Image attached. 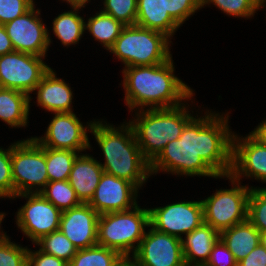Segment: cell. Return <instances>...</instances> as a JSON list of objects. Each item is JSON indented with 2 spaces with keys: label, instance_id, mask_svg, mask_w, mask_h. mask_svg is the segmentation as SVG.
<instances>
[{
  "label": "cell",
  "instance_id": "obj_4",
  "mask_svg": "<svg viewBox=\"0 0 266 266\" xmlns=\"http://www.w3.org/2000/svg\"><path fill=\"white\" fill-rule=\"evenodd\" d=\"M185 105L135 111L136 116L129 123L143 156L150 163L168 142L179 139L185 125L194 117Z\"/></svg>",
  "mask_w": 266,
  "mask_h": 266
},
{
  "label": "cell",
  "instance_id": "obj_22",
  "mask_svg": "<svg viewBox=\"0 0 266 266\" xmlns=\"http://www.w3.org/2000/svg\"><path fill=\"white\" fill-rule=\"evenodd\" d=\"M220 239L239 262L260 243V232L247 219L221 231Z\"/></svg>",
  "mask_w": 266,
  "mask_h": 266
},
{
  "label": "cell",
  "instance_id": "obj_30",
  "mask_svg": "<svg viewBox=\"0 0 266 266\" xmlns=\"http://www.w3.org/2000/svg\"><path fill=\"white\" fill-rule=\"evenodd\" d=\"M247 219L259 232L266 231V188L252 187L248 198Z\"/></svg>",
  "mask_w": 266,
  "mask_h": 266
},
{
  "label": "cell",
  "instance_id": "obj_46",
  "mask_svg": "<svg viewBox=\"0 0 266 266\" xmlns=\"http://www.w3.org/2000/svg\"><path fill=\"white\" fill-rule=\"evenodd\" d=\"M265 2H266V0H264V1L259 5V9L265 6V4H264Z\"/></svg>",
  "mask_w": 266,
  "mask_h": 266
},
{
  "label": "cell",
  "instance_id": "obj_12",
  "mask_svg": "<svg viewBox=\"0 0 266 266\" xmlns=\"http://www.w3.org/2000/svg\"><path fill=\"white\" fill-rule=\"evenodd\" d=\"M54 115L45 136L33 137L41 146L79 153L91 148L87 129L91 130L94 121L83 125L74 112L54 113Z\"/></svg>",
  "mask_w": 266,
  "mask_h": 266
},
{
  "label": "cell",
  "instance_id": "obj_8",
  "mask_svg": "<svg viewBox=\"0 0 266 266\" xmlns=\"http://www.w3.org/2000/svg\"><path fill=\"white\" fill-rule=\"evenodd\" d=\"M231 189H217L202 201L204 223L221 232L247 220L248 198L251 187L242 185L230 175Z\"/></svg>",
  "mask_w": 266,
  "mask_h": 266
},
{
  "label": "cell",
  "instance_id": "obj_18",
  "mask_svg": "<svg viewBox=\"0 0 266 266\" xmlns=\"http://www.w3.org/2000/svg\"><path fill=\"white\" fill-rule=\"evenodd\" d=\"M34 91H37V106L52 113L73 112L72 89L65 80L57 78L52 68L42 77Z\"/></svg>",
  "mask_w": 266,
  "mask_h": 266
},
{
  "label": "cell",
  "instance_id": "obj_29",
  "mask_svg": "<svg viewBox=\"0 0 266 266\" xmlns=\"http://www.w3.org/2000/svg\"><path fill=\"white\" fill-rule=\"evenodd\" d=\"M40 193L61 212L81 204L68 180L48 182Z\"/></svg>",
  "mask_w": 266,
  "mask_h": 266
},
{
  "label": "cell",
  "instance_id": "obj_16",
  "mask_svg": "<svg viewBox=\"0 0 266 266\" xmlns=\"http://www.w3.org/2000/svg\"><path fill=\"white\" fill-rule=\"evenodd\" d=\"M233 135L232 170L230 176L240 182L243 177L266 183V145L250 134L241 138Z\"/></svg>",
  "mask_w": 266,
  "mask_h": 266
},
{
  "label": "cell",
  "instance_id": "obj_13",
  "mask_svg": "<svg viewBox=\"0 0 266 266\" xmlns=\"http://www.w3.org/2000/svg\"><path fill=\"white\" fill-rule=\"evenodd\" d=\"M35 5L23 15L4 25L15 51L45 57L50 46L49 30Z\"/></svg>",
  "mask_w": 266,
  "mask_h": 266
},
{
  "label": "cell",
  "instance_id": "obj_42",
  "mask_svg": "<svg viewBox=\"0 0 266 266\" xmlns=\"http://www.w3.org/2000/svg\"><path fill=\"white\" fill-rule=\"evenodd\" d=\"M131 258V256L123 257L116 266H138L137 263Z\"/></svg>",
  "mask_w": 266,
  "mask_h": 266
},
{
  "label": "cell",
  "instance_id": "obj_43",
  "mask_svg": "<svg viewBox=\"0 0 266 266\" xmlns=\"http://www.w3.org/2000/svg\"><path fill=\"white\" fill-rule=\"evenodd\" d=\"M66 1L68 4H83L86 5L90 0H63Z\"/></svg>",
  "mask_w": 266,
  "mask_h": 266
},
{
  "label": "cell",
  "instance_id": "obj_34",
  "mask_svg": "<svg viewBox=\"0 0 266 266\" xmlns=\"http://www.w3.org/2000/svg\"><path fill=\"white\" fill-rule=\"evenodd\" d=\"M163 9L181 26L197 10L203 8L202 0H162Z\"/></svg>",
  "mask_w": 266,
  "mask_h": 266
},
{
  "label": "cell",
  "instance_id": "obj_6",
  "mask_svg": "<svg viewBox=\"0 0 266 266\" xmlns=\"http://www.w3.org/2000/svg\"><path fill=\"white\" fill-rule=\"evenodd\" d=\"M149 209L136 205L127 211L100 214L97 244L118 251L123 257L136 252L149 227ZM136 244V245H135Z\"/></svg>",
  "mask_w": 266,
  "mask_h": 266
},
{
  "label": "cell",
  "instance_id": "obj_35",
  "mask_svg": "<svg viewBox=\"0 0 266 266\" xmlns=\"http://www.w3.org/2000/svg\"><path fill=\"white\" fill-rule=\"evenodd\" d=\"M14 197V184L11 171V145L8 149L0 147V198Z\"/></svg>",
  "mask_w": 266,
  "mask_h": 266
},
{
  "label": "cell",
  "instance_id": "obj_32",
  "mask_svg": "<svg viewBox=\"0 0 266 266\" xmlns=\"http://www.w3.org/2000/svg\"><path fill=\"white\" fill-rule=\"evenodd\" d=\"M28 248L11 242L4 233L0 236V266H27Z\"/></svg>",
  "mask_w": 266,
  "mask_h": 266
},
{
  "label": "cell",
  "instance_id": "obj_23",
  "mask_svg": "<svg viewBox=\"0 0 266 266\" xmlns=\"http://www.w3.org/2000/svg\"><path fill=\"white\" fill-rule=\"evenodd\" d=\"M31 96L9 88L0 87V119L11 127H26Z\"/></svg>",
  "mask_w": 266,
  "mask_h": 266
},
{
  "label": "cell",
  "instance_id": "obj_36",
  "mask_svg": "<svg viewBox=\"0 0 266 266\" xmlns=\"http://www.w3.org/2000/svg\"><path fill=\"white\" fill-rule=\"evenodd\" d=\"M34 0H0V24L5 25L34 6Z\"/></svg>",
  "mask_w": 266,
  "mask_h": 266
},
{
  "label": "cell",
  "instance_id": "obj_7",
  "mask_svg": "<svg viewBox=\"0 0 266 266\" xmlns=\"http://www.w3.org/2000/svg\"><path fill=\"white\" fill-rule=\"evenodd\" d=\"M11 171L14 196L40 193L49 182L45 147L33 137L11 144Z\"/></svg>",
  "mask_w": 266,
  "mask_h": 266
},
{
  "label": "cell",
  "instance_id": "obj_10",
  "mask_svg": "<svg viewBox=\"0 0 266 266\" xmlns=\"http://www.w3.org/2000/svg\"><path fill=\"white\" fill-rule=\"evenodd\" d=\"M17 197H25L28 200L16 212L17 227L33 244L42 236L59 230L62 212L41 193L19 194L12 199Z\"/></svg>",
  "mask_w": 266,
  "mask_h": 266
},
{
  "label": "cell",
  "instance_id": "obj_15",
  "mask_svg": "<svg viewBox=\"0 0 266 266\" xmlns=\"http://www.w3.org/2000/svg\"><path fill=\"white\" fill-rule=\"evenodd\" d=\"M138 191L133 183L104 172L88 204L99 215L127 211L138 205Z\"/></svg>",
  "mask_w": 266,
  "mask_h": 266
},
{
  "label": "cell",
  "instance_id": "obj_5",
  "mask_svg": "<svg viewBox=\"0 0 266 266\" xmlns=\"http://www.w3.org/2000/svg\"><path fill=\"white\" fill-rule=\"evenodd\" d=\"M170 39L153 29L125 26L108 51L120 59L125 67L157 65L172 58Z\"/></svg>",
  "mask_w": 266,
  "mask_h": 266
},
{
  "label": "cell",
  "instance_id": "obj_9",
  "mask_svg": "<svg viewBox=\"0 0 266 266\" xmlns=\"http://www.w3.org/2000/svg\"><path fill=\"white\" fill-rule=\"evenodd\" d=\"M45 57L17 52L0 56V87L22 91L30 96L50 70Z\"/></svg>",
  "mask_w": 266,
  "mask_h": 266
},
{
  "label": "cell",
  "instance_id": "obj_33",
  "mask_svg": "<svg viewBox=\"0 0 266 266\" xmlns=\"http://www.w3.org/2000/svg\"><path fill=\"white\" fill-rule=\"evenodd\" d=\"M211 3L229 16L247 19L259 10L255 0H202V6Z\"/></svg>",
  "mask_w": 266,
  "mask_h": 266
},
{
  "label": "cell",
  "instance_id": "obj_47",
  "mask_svg": "<svg viewBox=\"0 0 266 266\" xmlns=\"http://www.w3.org/2000/svg\"><path fill=\"white\" fill-rule=\"evenodd\" d=\"M258 5H260L264 0H255Z\"/></svg>",
  "mask_w": 266,
  "mask_h": 266
},
{
  "label": "cell",
  "instance_id": "obj_38",
  "mask_svg": "<svg viewBox=\"0 0 266 266\" xmlns=\"http://www.w3.org/2000/svg\"><path fill=\"white\" fill-rule=\"evenodd\" d=\"M27 266H68V263L60 258L43 253L40 250L28 249Z\"/></svg>",
  "mask_w": 266,
  "mask_h": 266
},
{
  "label": "cell",
  "instance_id": "obj_44",
  "mask_svg": "<svg viewBox=\"0 0 266 266\" xmlns=\"http://www.w3.org/2000/svg\"><path fill=\"white\" fill-rule=\"evenodd\" d=\"M260 243L266 248V231L260 232Z\"/></svg>",
  "mask_w": 266,
  "mask_h": 266
},
{
  "label": "cell",
  "instance_id": "obj_20",
  "mask_svg": "<svg viewBox=\"0 0 266 266\" xmlns=\"http://www.w3.org/2000/svg\"><path fill=\"white\" fill-rule=\"evenodd\" d=\"M219 239L220 232L204 222L181 238L185 265L204 266Z\"/></svg>",
  "mask_w": 266,
  "mask_h": 266
},
{
  "label": "cell",
  "instance_id": "obj_25",
  "mask_svg": "<svg viewBox=\"0 0 266 266\" xmlns=\"http://www.w3.org/2000/svg\"><path fill=\"white\" fill-rule=\"evenodd\" d=\"M85 22V30H88L95 40L101 42L106 50H109L120 36L125 27L111 15L99 11Z\"/></svg>",
  "mask_w": 266,
  "mask_h": 266
},
{
  "label": "cell",
  "instance_id": "obj_31",
  "mask_svg": "<svg viewBox=\"0 0 266 266\" xmlns=\"http://www.w3.org/2000/svg\"><path fill=\"white\" fill-rule=\"evenodd\" d=\"M103 13L111 15L125 26H133L137 19V0H104Z\"/></svg>",
  "mask_w": 266,
  "mask_h": 266
},
{
  "label": "cell",
  "instance_id": "obj_21",
  "mask_svg": "<svg viewBox=\"0 0 266 266\" xmlns=\"http://www.w3.org/2000/svg\"><path fill=\"white\" fill-rule=\"evenodd\" d=\"M135 25L162 32L170 38L180 27L169 12H165L162 0H137Z\"/></svg>",
  "mask_w": 266,
  "mask_h": 266
},
{
  "label": "cell",
  "instance_id": "obj_39",
  "mask_svg": "<svg viewBox=\"0 0 266 266\" xmlns=\"http://www.w3.org/2000/svg\"><path fill=\"white\" fill-rule=\"evenodd\" d=\"M238 266H266V248L259 243Z\"/></svg>",
  "mask_w": 266,
  "mask_h": 266
},
{
  "label": "cell",
  "instance_id": "obj_28",
  "mask_svg": "<svg viewBox=\"0 0 266 266\" xmlns=\"http://www.w3.org/2000/svg\"><path fill=\"white\" fill-rule=\"evenodd\" d=\"M34 244L40 246L39 250L43 253L60 258L67 263L72 260L78 251L60 229L42 236Z\"/></svg>",
  "mask_w": 266,
  "mask_h": 266
},
{
  "label": "cell",
  "instance_id": "obj_40",
  "mask_svg": "<svg viewBox=\"0 0 266 266\" xmlns=\"http://www.w3.org/2000/svg\"><path fill=\"white\" fill-rule=\"evenodd\" d=\"M11 40L7 34L4 25L0 24V56L14 52Z\"/></svg>",
  "mask_w": 266,
  "mask_h": 266
},
{
  "label": "cell",
  "instance_id": "obj_24",
  "mask_svg": "<svg viewBox=\"0 0 266 266\" xmlns=\"http://www.w3.org/2000/svg\"><path fill=\"white\" fill-rule=\"evenodd\" d=\"M73 11L59 14L52 22L55 36L66 47L77 44L85 32V19L78 14V10L85 7L83 4H70Z\"/></svg>",
  "mask_w": 266,
  "mask_h": 266
},
{
  "label": "cell",
  "instance_id": "obj_17",
  "mask_svg": "<svg viewBox=\"0 0 266 266\" xmlns=\"http://www.w3.org/2000/svg\"><path fill=\"white\" fill-rule=\"evenodd\" d=\"M98 218L88 203H81L61 213L59 229L77 250L85 249L97 245Z\"/></svg>",
  "mask_w": 266,
  "mask_h": 266
},
{
  "label": "cell",
  "instance_id": "obj_1",
  "mask_svg": "<svg viewBox=\"0 0 266 266\" xmlns=\"http://www.w3.org/2000/svg\"><path fill=\"white\" fill-rule=\"evenodd\" d=\"M211 112L193 117L179 139L167 143L150 163L151 175L159 171L216 179L230 175L234 132L228 126L229 114Z\"/></svg>",
  "mask_w": 266,
  "mask_h": 266
},
{
  "label": "cell",
  "instance_id": "obj_11",
  "mask_svg": "<svg viewBox=\"0 0 266 266\" xmlns=\"http://www.w3.org/2000/svg\"><path fill=\"white\" fill-rule=\"evenodd\" d=\"M204 222L202 201H182L149 209L150 226L162 233L183 238Z\"/></svg>",
  "mask_w": 266,
  "mask_h": 266
},
{
  "label": "cell",
  "instance_id": "obj_41",
  "mask_svg": "<svg viewBox=\"0 0 266 266\" xmlns=\"http://www.w3.org/2000/svg\"><path fill=\"white\" fill-rule=\"evenodd\" d=\"M249 134L259 143L266 145V119Z\"/></svg>",
  "mask_w": 266,
  "mask_h": 266
},
{
  "label": "cell",
  "instance_id": "obj_27",
  "mask_svg": "<svg viewBox=\"0 0 266 266\" xmlns=\"http://www.w3.org/2000/svg\"><path fill=\"white\" fill-rule=\"evenodd\" d=\"M79 152L45 147L48 180H68L74 160Z\"/></svg>",
  "mask_w": 266,
  "mask_h": 266
},
{
  "label": "cell",
  "instance_id": "obj_45",
  "mask_svg": "<svg viewBox=\"0 0 266 266\" xmlns=\"http://www.w3.org/2000/svg\"><path fill=\"white\" fill-rule=\"evenodd\" d=\"M5 215L6 214L4 212L3 213L0 212V225H1V223H2V221L4 219V217H5ZM0 230H1V226H0ZM3 234H4V232L3 231L2 232L0 231V236L3 235Z\"/></svg>",
  "mask_w": 266,
  "mask_h": 266
},
{
  "label": "cell",
  "instance_id": "obj_19",
  "mask_svg": "<svg viewBox=\"0 0 266 266\" xmlns=\"http://www.w3.org/2000/svg\"><path fill=\"white\" fill-rule=\"evenodd\" d=\"M78 155L73 162L68 182L75 190L81 203H89L104 173L94 157L88 154Z\"/></svg>",
  "mask_w": 266,
  "mask_h": 266
},
{
  "label": "cell",
  "instance_id": "obj_2",
  "mask_svg": "<svg viewBox=\"0 0 266 266\" xmlns=\"http://www.w3.org/2000/svg\"><path fill=\"white\" fill-rule=\"evenodd\" d=\"M174 68L172 58L157 65L124 67L126 106L131 111L172 108L192 100L193 90L174 75Z\"/></svg>",
  "mask_w": 266,
  "mask_h": 266
},
{
  "label": "cell",
  "instance_id": "obj_3",
  "mask_svg": "<svg viewBox=\"0 0 266 266\" xmlns=\"http://www.w3.org/2000/svg\"><path fill=\"white\" fill-rule=\"evenodd\" d=\"M104 121H95L92 133L104 154V172L125 179L140 189L151 176L150 162L143 156L131 124L115 128Z\"/></svg>",
  "mask_w": 266,
  "mask_h": 266
},
{
  "label": "cell",
  "instance_id": "obj_26",
  "mask_svg": "<svg viewBox=\"0 0 266 266\" xmlns=\"http://www.w3.org/2000/svg\"><path fill=\"white\" fill-rule=\"evenodd\" d=\"M122 258L118 251L97 244L78 250L68 266H116Z\"/></svg>",
  "mask_w": 266,
  "mask_h": 266
},
{
  "label": "cell",
  "instance_id": "obj_14",
  "mask_svg": "<svg viewBox=\"0 0 266 266\" xmlns=\"http://www.w3.org/2000/svg\"><path fill=\"white\" fill-rule=\"evenodd\" d=\"M136 252L131 255L138 266H186L181 239L157 231L149 225Z\"/></svg>",
  "mask_w": 266,
  "mask_h": 266
},
{
  "label": "cell",
  "instance_id": "obj_37",
  "mask_svg": "<svg viewBox=\"0 0 266 266\" xmlns=\"http://www.w3.org/2000/svg\"><path fill=\"white\" fill-rule=\"evenodd\" d=\"M204 266H238V262L224 242L219 239L213 246L209 260Z\"/></svg>",
  "mask_w": 266,
  "mask_h": 266
}]
</instances>
